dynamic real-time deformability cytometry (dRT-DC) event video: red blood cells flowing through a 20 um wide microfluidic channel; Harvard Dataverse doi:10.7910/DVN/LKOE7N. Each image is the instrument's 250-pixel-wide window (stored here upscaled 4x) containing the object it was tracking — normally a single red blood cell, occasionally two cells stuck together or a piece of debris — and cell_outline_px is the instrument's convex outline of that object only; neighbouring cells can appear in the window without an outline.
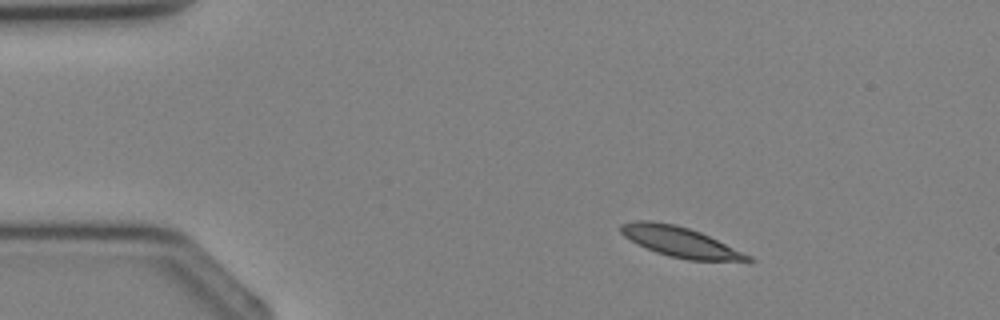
{"species": "Egyptian fruit bat (a non-hibernating species)", "species_latin": "Rousettus aegyptiacus", "temperature_condition": "cold", "stored_images_in_passage": 3, "segment_of_instrument_passage": [1, 2], "camera_frame_rate_fps": 3000, "um_per_image_px": 0.085, "animal": {"sex": "female"}, "frame": {"image": 1, "passage_image": 1, "time_ms": 0.0, "image_size_px": [1000, 320], "cell_outline_px": [[756, 260], [752, 264], [688, 260], [668, 256], [656, 252], [624, 236], [620, 232], [620, 224], [636, 220], [648, 220], [676, 224], [700, 232], [752, 256]], "centroid_in_image_um": [57.98, 20.61], "position_along_channel_um": 27.0, "area_um2": 22.89}}